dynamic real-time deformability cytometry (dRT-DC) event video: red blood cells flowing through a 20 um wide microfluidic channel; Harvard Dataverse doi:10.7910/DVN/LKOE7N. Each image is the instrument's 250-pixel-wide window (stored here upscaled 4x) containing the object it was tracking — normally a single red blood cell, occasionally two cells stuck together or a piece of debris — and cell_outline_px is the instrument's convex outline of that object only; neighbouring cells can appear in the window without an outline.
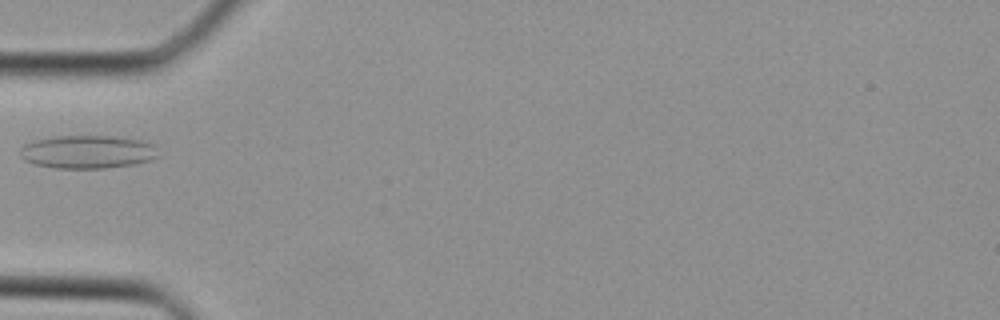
{"species": "Egyptian fruit bat (a non-hibernating species)", "species_latin": "Rousettus aegyptiacus", "temperature_condition": "cold", "stored_images_in_passage": 25, "camera_frame_rate_fps": 3000, "um_per_image_px": 0.085, "animal": {"sex": "female"}, "frame": {"image": 1, "passage_image": 1, "time_ms": 0.0, "image_size_px": [1000, 320], "cell_outline_px": [[160, 156], [136, 164], [104, 168], [52, 168], [36, 164], [24, 160], [20, 156], [20, 148], [24, 144], [36, 140], [52, 136], [112, 136], [140, 140], [156, 144]], "centroid_in_image_um": [7.46, 12.91], "position_along_channel_um": 77.5, "area_um2": 26.93}}
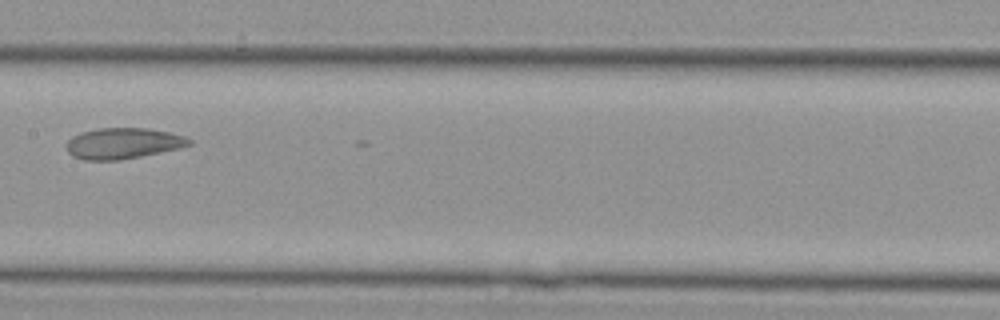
{"frame": {"image": 2, "passage_image": 8, "time_ms": 2.333, "image_size_px": [1000, 320], "cell_outline_px": [[192, 144], [180, 148], [120, 160], [84, 160], [72, 156], [68, 152], [68, 140], [72, 136], [80, 132], [100, 128], [148, 128], [168, 132], [184, 136], [192, 140]], "centroid_in_image_um": [10.46, 12.18], "position_along_channel_um": 196.9, "area_um2": 22.02}}